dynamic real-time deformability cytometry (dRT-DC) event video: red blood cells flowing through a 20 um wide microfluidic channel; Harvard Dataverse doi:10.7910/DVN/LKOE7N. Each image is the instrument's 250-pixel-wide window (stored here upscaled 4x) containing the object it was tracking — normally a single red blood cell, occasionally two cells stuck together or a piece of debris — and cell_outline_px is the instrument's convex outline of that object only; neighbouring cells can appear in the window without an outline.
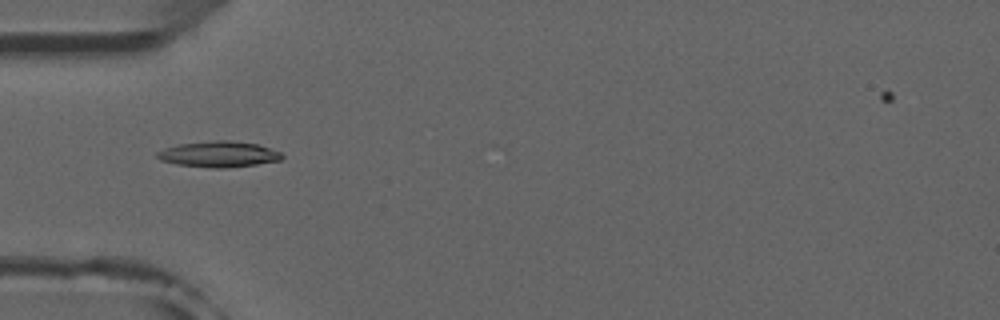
{"species": "common noctule bat (a hibernating species)", "species_latin": "Nyctalus noctula", "temperature_condition": "room temperature", "stored_images_in_passage": 51, "camera_frame_rate_fps": 3000, "um_per_image_px": 0.085, "animal": {"sex": "male", "forearm_length_mm": 52.5}, "frame": {"image": 1, "passage_image": 16, "time_ms": 5.0, "image_size_px": [1000, 320], "cell_outline_px": [[284, 156], [280, 160], [256, 164], [224, 168], [212, 168], [176, 164], [160, 160], [156, 156], [156, 152], [164, 148], [180, 144], [216, 140], [228, 140], [256, 144], [280, 152]], "centroid_in_image_um": [18.56, 13.11], "position_along_channel_um": 66.4, "area_um2": 18.61}}
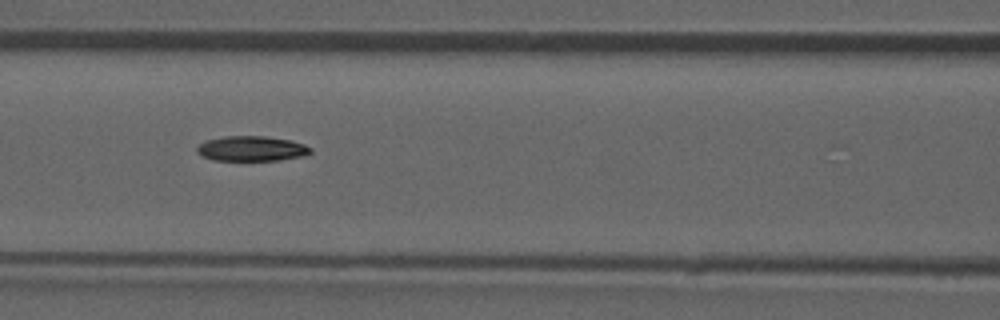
{"frame": {"image": 2, "passage_image": 22, "time_ms": 7.0, "image_size_px": [1000, 320], "cell_outline_px": [[312, 152], [304, 156], [280, 160], [212, 160], [196, 152], [196, 148], [204, 140], [224, 136], [264, 136], [292, 140], [304, 144], [312, 148]], "centroid_in_image_um": [21.4, 12.62], "position_along_channel_um": 145.2, "area_um2": 16.7}}
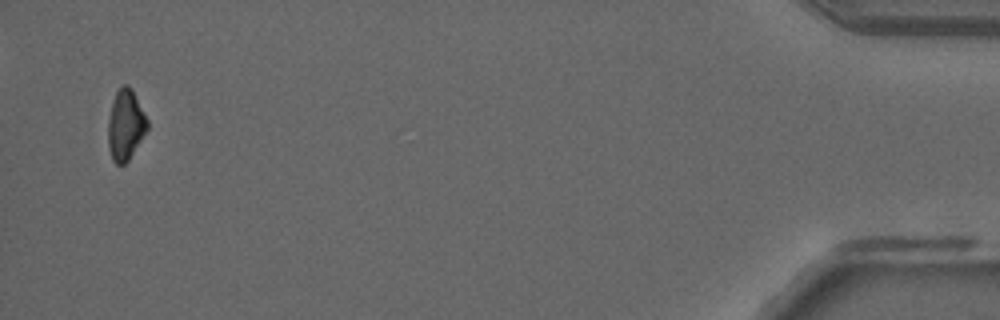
{"frame": {"image": 3, "passage_image": 50, "time_ms": 16.333, "image_size_px": [1000, 320], "cell_outline_px": [[148, 128], [128, 160], [124, 164], [116, 164], [112, 160], [108, 148], [108, 120], [112, 100], [116, 92], [124, 84], [128, 84], [132, 88], [148, 120]], "centroid_in_image_um": [10.66, 10.6], "position_along_channel_um": 424.5, "area_um2": 16.13}, "authors_computed_cell_mechanics": {"area_um2": 17.1666, "velocity_mm_per_s": 3.9358, "shape_relaxation_time_tau1_ms": 7.646, "shape_relaxation_time_tau2_ms": null, "deformation_change_tau1": 0.1949, "deformation_change_tau2": null}}